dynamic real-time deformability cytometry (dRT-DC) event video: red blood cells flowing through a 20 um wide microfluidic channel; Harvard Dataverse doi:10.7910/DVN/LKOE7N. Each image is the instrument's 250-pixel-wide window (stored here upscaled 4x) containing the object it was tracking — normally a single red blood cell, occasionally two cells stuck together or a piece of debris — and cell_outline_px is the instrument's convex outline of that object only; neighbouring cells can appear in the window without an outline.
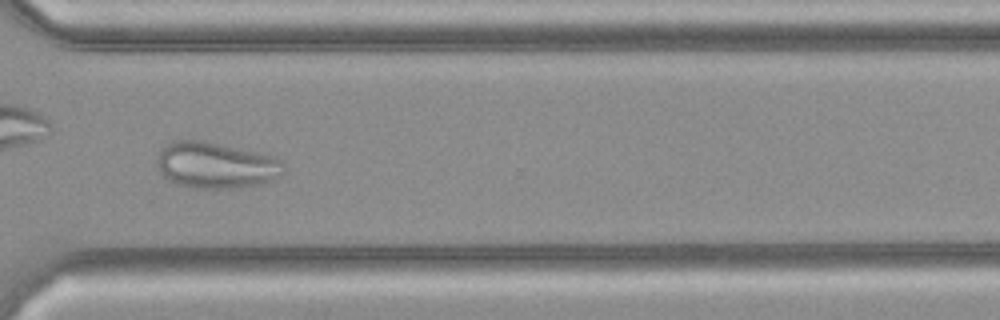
{"species": "common noctule bat (a hibernating species)", "species_latin": "Nyctalus noctula", "temperature_condition": "cold", "stored_images_in_passage": 33, "camera_frame_rate_fps": 3000, "um_per_image_px": 0.085, "animal": {"sex": "female", "body_mass_g": 21.9}, "frame": {"image": 1, "passage_image": 28, "time_ms": 9.0, "image_size_px": [1000, 320], "cell_outline_px": [[284, 176], [260, 184], [232, 188], [196, 188], [180, 184], [168, 180], [160, 176], [156, 160], [160, 148], [172, 140], [204, 140], [256, 152], [272, 156], [280, 160], [284, 164]], "centroid_in_image_um": [18.32, 14.04], "position_along_channel_um": 352.3, "area_um2": 34.39}}